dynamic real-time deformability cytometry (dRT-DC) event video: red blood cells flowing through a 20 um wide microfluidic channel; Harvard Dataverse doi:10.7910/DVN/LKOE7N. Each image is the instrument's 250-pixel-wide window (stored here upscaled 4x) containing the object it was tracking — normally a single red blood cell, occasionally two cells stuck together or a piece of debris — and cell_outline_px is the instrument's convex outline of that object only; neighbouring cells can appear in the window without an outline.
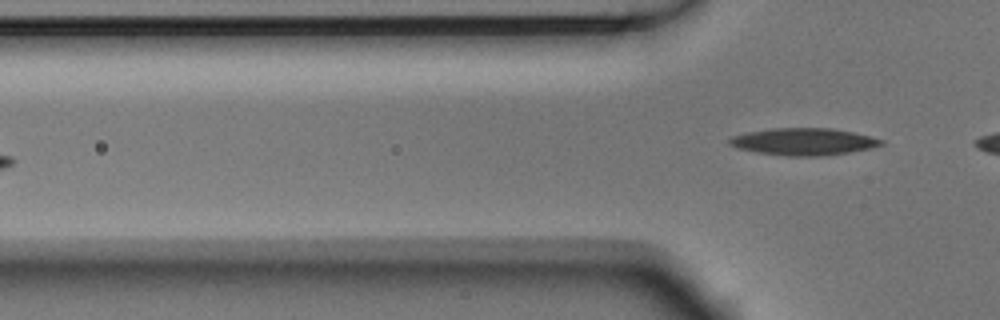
{"species": "Egyptian fruit bat (a non-hibernating species)", "species_latin": "Rousettus aegyptiacus", "temperature_condition": "room temperature", "stored_images_in_passage": 6, "camera_frame_rate_fps": 3000, "um_per_image_px": 0.085, "animal": {"sex": "male"}, "frame": {"image": 1, "passage_image": 6, "time_ms": 1.667, "image_size_px": [1000, 320], "cell_outline_px": [[884, 144], [872, 148], [848, 152], [820, 156], [788, 156], [756, 152], [736, 148], [728, 144], [728, 140], [732, 136], [748, 132], [772, 128], [832, 128], [852, 132], [884, 140]], "centroid_in_image_um": [68.28, 12.04], "position_along_channel_um": 57.5, "area_um2": 23.87}}